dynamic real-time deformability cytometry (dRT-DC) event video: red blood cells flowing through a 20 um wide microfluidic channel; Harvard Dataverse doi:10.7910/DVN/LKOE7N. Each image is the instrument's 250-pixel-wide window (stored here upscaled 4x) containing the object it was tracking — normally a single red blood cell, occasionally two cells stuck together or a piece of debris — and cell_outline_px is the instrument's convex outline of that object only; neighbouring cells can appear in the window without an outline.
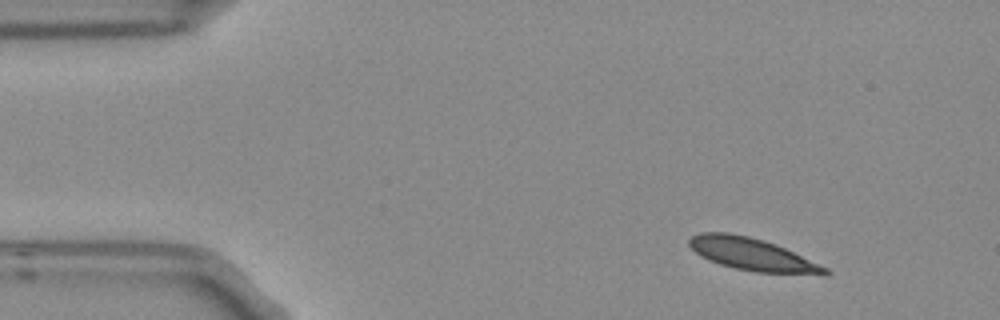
{"species": "Egyptian fruit bat (a non-hibernating species)", "species_latin": "Rousettus aegyptiacus", "temperature_condition": "room temperature", "stored_images_in_passage": 9, "camera_frame_rate_fps": 3000, "um_per_image_px": 0.085, "frame": {"image": 1, "passage_image": 1, "time_ms": 0.0, "image_size_px": [1000, 320], "cell_outline_px": [[832, 272], [828, 276], [824, 276], [756, 272], [736, 268], [720, 264], [708, 260], [700, 256], [688, 244], [688, 240], [692, 236], [700, 232], [728, 232], [748, 236], [764, 240], [776, 244], [828, 268]], "centroid_in_image_um": [64.0, 21.64], "position_along_channel_um": 21.0, "area_um2": 25.95}}
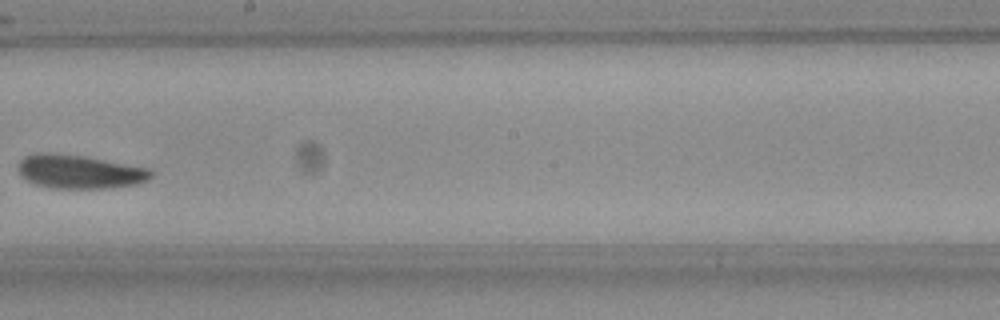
{"frame": {"image": 2, "passage_image": 8, "time_ms": 2.333, "image_size_px": [1000, 320], "cell_outline_px": [[152, 176], [148, 180], [136, 184], [108, 188], [52, 188], [36, 184], [20, 176], [16, 168], [16, 164], [24, 156], [40, 152], [44, 152], [84, 156], [148, 168], [152, 172]], "centroid_in_image_um": [6.7, 14.59], "position_along_channel_um": 241.5, "area_um2": 26.13}}
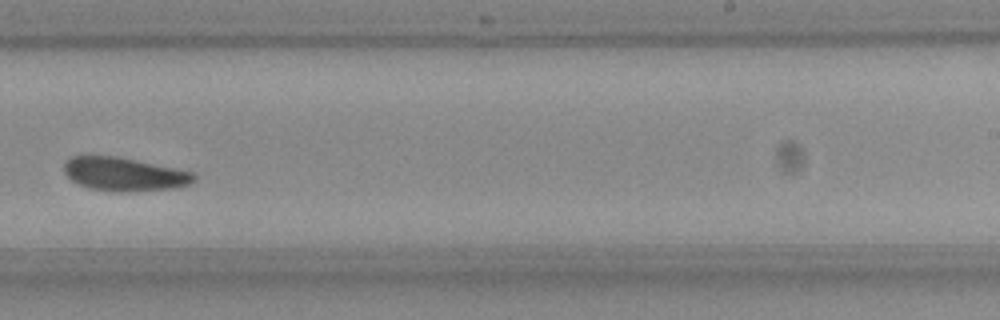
{"frame": {"image": 3, "passage_image": 9, "time_ms": 2.667, "image_size_px": [1000, 320], "cell_outline_px": [[196, 180], [180, 188], [132, 192], [116, 192], [88, 188], [72, 180], [64, 172], [64, 164], [72, 156], [116, 156], [196, 172]], "centroid_in_image_um": [10.63, 14.82], "position_along_channel_um": 278.4, "area_um2": 25.61}}